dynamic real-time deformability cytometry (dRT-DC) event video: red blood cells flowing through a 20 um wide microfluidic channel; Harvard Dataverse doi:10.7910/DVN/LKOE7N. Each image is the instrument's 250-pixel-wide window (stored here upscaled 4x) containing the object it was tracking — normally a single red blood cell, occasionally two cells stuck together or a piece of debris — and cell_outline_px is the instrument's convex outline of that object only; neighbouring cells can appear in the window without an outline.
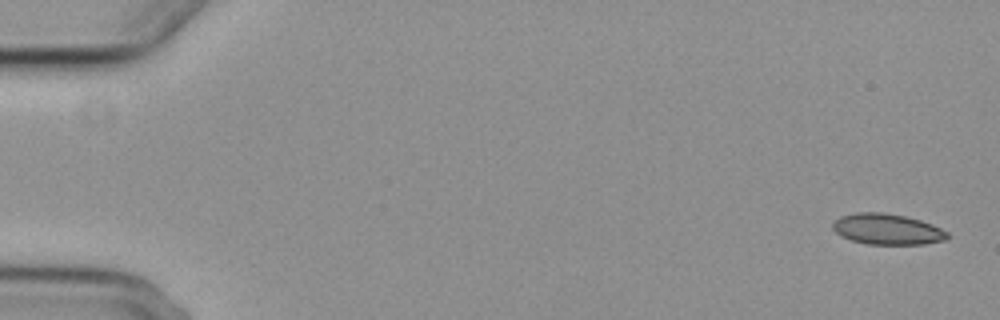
{"species": "common noctule bat (a hibernating species)", "species_latin": "Nyctalus noctula", "temperature_condition": "cold", "stored_images_in_passage": 3, "camera_frame_rate_fps": 3000, "um_per_image_px": 0.085, "animal": {"sex": "female", "body_mass_g": 29.2, "forearm_length_mm": 56.3}, "frame": {"image": 1, "passage_image": 1, "time_ms": 0.0, "image_size_px": [1000, 320], "cell_outline_px": [[948, 236], [944, 240], [924, 244], [868, 244], [852, 240], [840, 236], [832, 228], [832, 224], [840, 216], [856, 212], [884, 212], [904, 216], [920, 220], [932, 224], [948, 232]], "centroid_in_image_um": [75.39, 19.47], "position_along_channel_um": 9.6, "area_um2": 20.52}}